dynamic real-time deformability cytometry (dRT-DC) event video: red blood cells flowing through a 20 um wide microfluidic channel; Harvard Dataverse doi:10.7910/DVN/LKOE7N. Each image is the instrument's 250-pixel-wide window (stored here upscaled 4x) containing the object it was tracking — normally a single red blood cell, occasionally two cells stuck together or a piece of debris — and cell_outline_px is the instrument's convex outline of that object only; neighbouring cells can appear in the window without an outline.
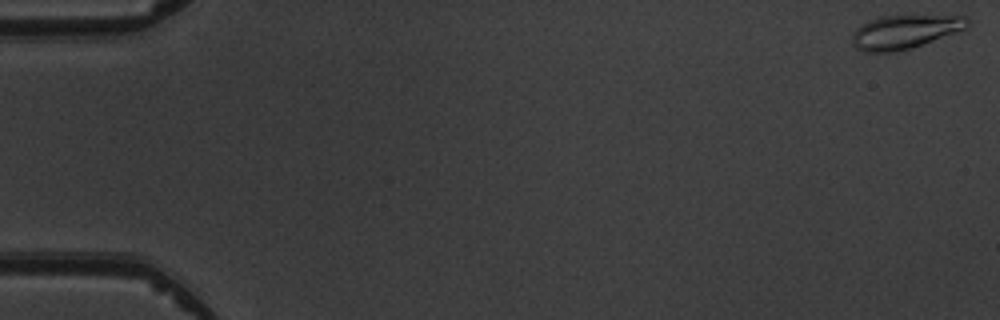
{"species": "common noctule bat (a hibernating species)", "species_latin": "Nyctalus noctula", "temperature_condition": "warm", "stored_images_in_passage": 6, "camera_frame_rate_fps": 3000, "um_per_image_px": 0.085, "animal": {"sex": "male", "body_mass_g": 19.5, "forearm_length_mm": 54.6}, "frame": {"image": 1, "passage_image": 1, "time_ms": 0.0, "image_size_px": [1000, 320], "cell_outline_px": [[972, 20], [964, 28], [956, 32], [908, 48], [892, 52], [864, 52], [856, 48], [852, 44], [852, 32], [860, 24], [868, 20], [880, 16], [964, 16]], "centroid_in_image_um": [76.82, 2.69], "position_along_channel_um": 8.2, "area_um2": 22.31}}
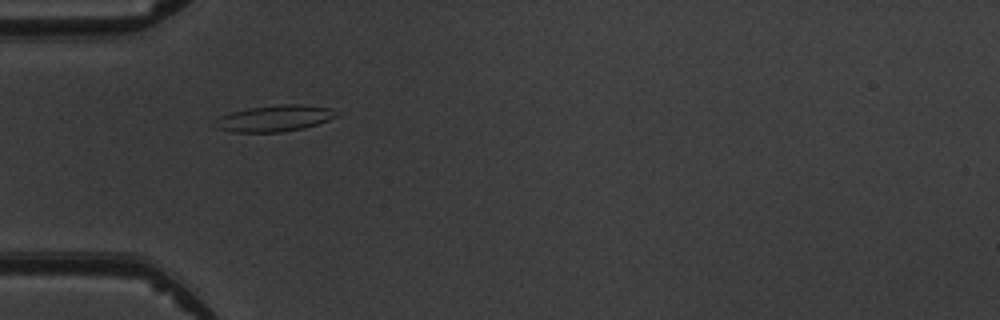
{"frame": {"image": 2, "passage_image": 5, "time_ms": 5.333, "image_size_px": [1000, 320], "cell_outline_px": [[336, 116], [328, 120], [304, 128], [280, 132], [232, 132], [212, 128], [208, 124], [212, 120], [220, 116], [232, 112], [248, 108], [280, 104], [300, 104], [332, 108]], "centroid_in_image_um": [23.19, 10.07], "position_along_channel_um": 61.8, "area_um2": 18.84}}
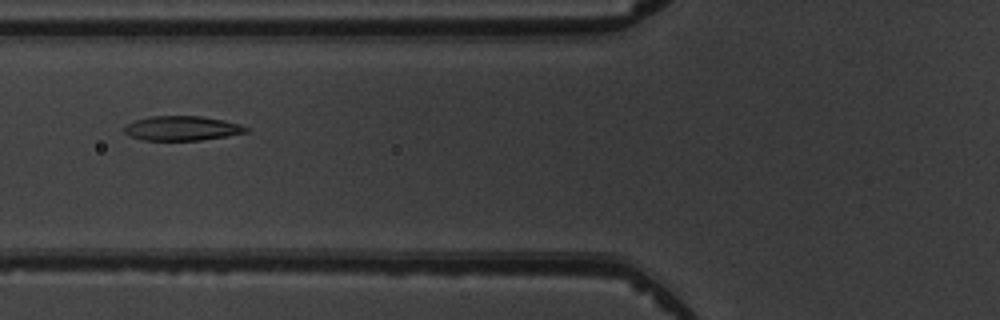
{"frame": {"image": 3, "passage_image": 6, "time_ms": 6.667, "image_size_px": [1000, 320], "cell_outline_px": [[248, 132], [200, 140], [144, 140], [132, 136], [124, 132], [124, 124], [148, 116], [200, 116], [224, 120], [240, 124], [248, 128]], "centroid_in_image_um": [15.45, 10.89], "position_along_channel_um": 110.4, "area_um2": 17.28}}